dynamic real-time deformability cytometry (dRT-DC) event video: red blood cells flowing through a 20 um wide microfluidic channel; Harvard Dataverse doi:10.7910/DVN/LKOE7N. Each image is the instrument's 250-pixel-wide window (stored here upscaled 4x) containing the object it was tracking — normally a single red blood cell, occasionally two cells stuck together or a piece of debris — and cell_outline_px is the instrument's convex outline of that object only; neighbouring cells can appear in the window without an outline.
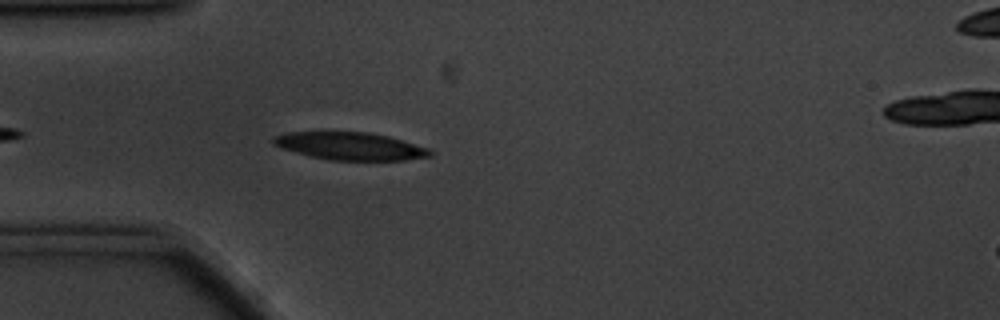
{"species": "common noctule bat (a hibernating species)", "species_latin": "Nyctalus noctula", "temperature_condition": "cold", "stored_images_in_passage": 45, "camera_frame_rate_fps": 3000, "um_per_image_px": 0.085, "animal": {"sex": "male", "body_mass_g": 20.1, "forearm_length_mm": 53.5}, "frame": {"image": 1, "passage_image": 4, "time_ms": 1.0, "image_size_px": [1000, 320], "cell_outline_px": [[432, 156], [404, 160], [332, 160], [312, 156], [296, 152], [272, 144], [272, 136], [284, 132], [372, 132], [388, 136], [428, 148], [432, 152]], "centroid_in_image_um": [29.75, 12.41], "position_along_channel_um": 55.2, "area_um2": 25.09}}
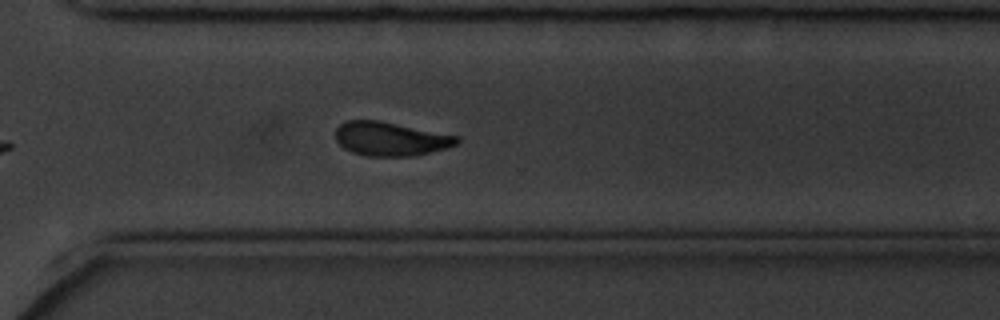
{"frame": {"image": 2, "passage_image": 29, "time_ms": 9.333, "image_size_px": [1000, 320], "cell_outline_px": [[460, 140], [456, 144], [444, 148], [412, 156], [368, 156], [352, 152], [344, 148], [336, 140], [336, 128], [340, 124], [348, 120], [380, 120], [460, 136]], "centroid_in_image_um": [33.18, 11.79], "position_along_channel_um": 337.4, "area_um2": 23.87}}
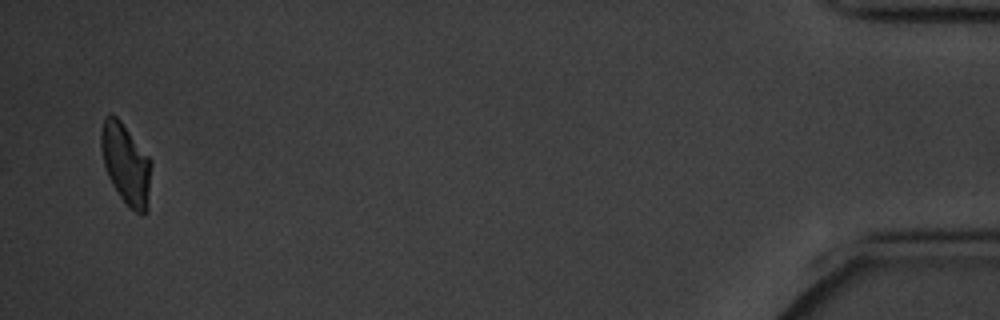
{"frame": {"image": 3, "passage_image": 44, "time_ms": 14.333, "image_size_px": [1000, 320], "cell_outline_px": [[152, 164], [148, 208], [144, 216], [128, 208], [112, 184], [104, 168], [100, 148], [100, 136], [104, 116], [112, 112], [120, 120], [152, 160]], "centroid_in_image_um": [10.7, 13.95], "position_along_channel_um": 424.5, "area_um2": 24.1}, "authors_computed_cell_mechanics": {"area_um2": 24.9696, "velocity_mm_per_s": 3.446, "shape_relaxation_time_tau1_ms": 3.2555, "shape_relaxation_time_tau2_ms": 7.1365, "deformation_change_tau1": 0.1246, "deformation_change_tau2": 0.1373}}